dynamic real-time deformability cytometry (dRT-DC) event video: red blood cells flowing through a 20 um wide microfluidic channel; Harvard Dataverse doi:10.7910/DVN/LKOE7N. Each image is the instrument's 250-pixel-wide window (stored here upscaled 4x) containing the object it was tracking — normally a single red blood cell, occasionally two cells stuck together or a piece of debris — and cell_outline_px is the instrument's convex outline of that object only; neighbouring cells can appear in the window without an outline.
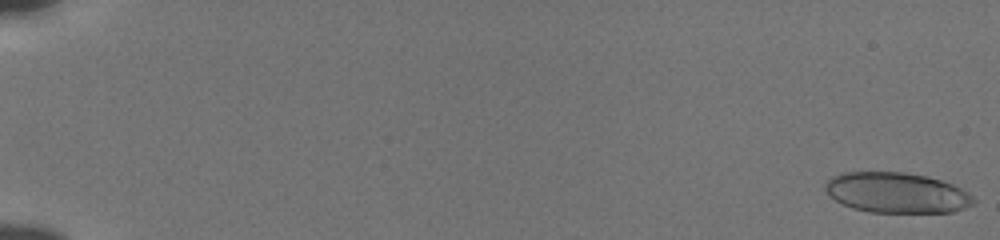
{"species": "human", "species_latin": "Homo sapiens", "temperature_condition": "cold", "stored_images_in_passage": 55, "camera_frame_rate_fps": 3000, "um_per_image_px": 0.085, "donor": {"sex": "male"}, "frame": {"image": 1, "passage_image": 1, "time_ms": 0.0, "image_size_px": [1000, 240], "cell_outline_px": [[976, 204], [952, 212], [868, 212], [852, 208], [836, 200], [824, 188], [824, 184], [832, 176], [844, 172], [904, 172], [928, 176], [952, 184], [968, 192], [976, 200]], "centroid_in_image_um": [76.24, 16.38], "position_along_channel_um": 8.8, "area_um2": 34.91}}
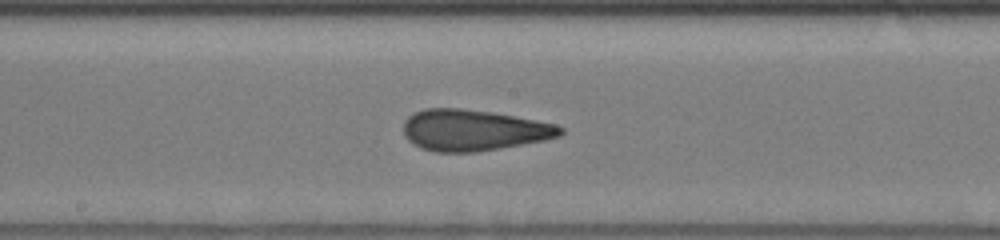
{"frame": {"image": 2, "passage_image": 32, "time_ms": 10.333, "image_size_px": [1000, 240], "cell_outline_px": [[564, 132], [560, 136], [544, 140], [500, 148], [476, 152], [436, 152], [420, 148], [412, 144], [404, 136], [404, 120], [408, 116], [424, 108], [460, 108], [492, 112], [556, 124], [564, 128]], "centroid_in_image_um": [40.22, 11.07], "position_along_channel_um": 208.0, "area_um2": 37.69}}
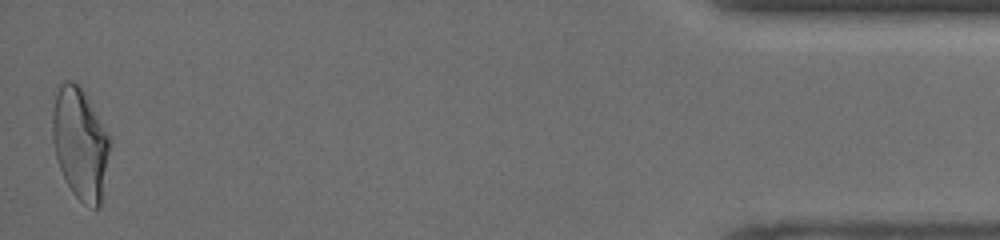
{"frame": {"image": 3, "passage_image": 55, "time_ms": 18.0, "image_size_px": [1000, 240], "cell_outline_px": [[112, 144], [100, 208], [92, 208], [84, 204], [72, 192], [60, 168], [56, 156], [52, 140], [52, 112], [56, 92], [60, 84], [64, 80], [72, 80], [80, 84], [112, 136]], "centroid_in_image_um": [6.86, 12.16], "position_along_channel_um": 428.3, "area_um2": 38.26}, "authors_computed_cell_mechanics": {"area_um2": 36.414, "velocity_mm_per_s": 3.847, "shape_relaxation_time_tau1_ms": 6.6455, "shape_relaxation_time_tau2_ms": 1.464, "deformation_change_tau1": 0.1836, "deformation_change_tau2": 0.096}}